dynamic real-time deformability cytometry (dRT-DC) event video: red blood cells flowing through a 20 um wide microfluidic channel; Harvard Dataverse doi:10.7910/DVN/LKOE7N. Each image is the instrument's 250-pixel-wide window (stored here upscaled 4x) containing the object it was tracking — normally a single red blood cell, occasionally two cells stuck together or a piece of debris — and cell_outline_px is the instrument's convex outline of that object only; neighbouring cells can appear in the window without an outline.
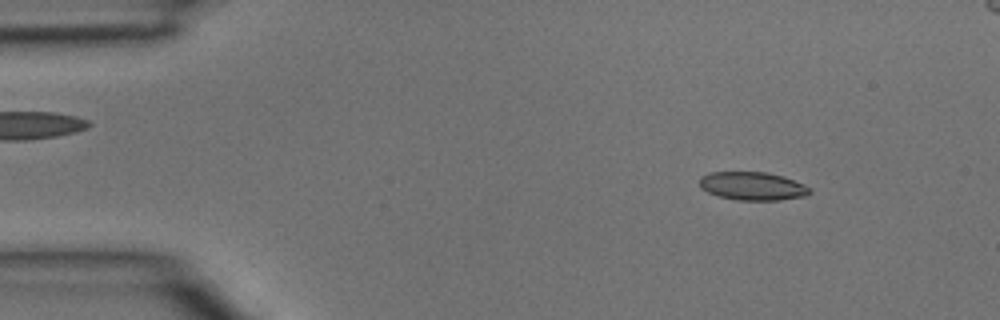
{"species": "common noctule bat (a hibernating species)", "species_latin": "Nyctalus noctula", "temperature_condition": "room temperature", "stored_images_in_passage": 4, "camera_frame_rate_fps": 3000, "um_per_image_px": 0.085, "animal": {"sex": "male", "body_mass_g": 15.6}, "frame": {"image": 1, "passage_image": 1, "time_ms": 0.0, "image_size_px": [1000, 320], "cell_outline_px": [[812, 192], [804, 196], [780, 200], [736, 200], [720, 196], [708, 192], [700, 188], [700, 176], [712, 172], [764, 172], [784, 176], [804, 184]], "centroid_in_image_um": [63.96, 15.81], "position_along_channel_um": 21.0, "area_um2": 18.09}}